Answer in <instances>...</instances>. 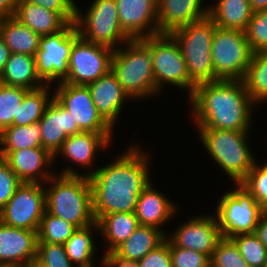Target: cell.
<instances>
[{"label": "cell", "mask_w": 267, "mask_h": 267, "mask_svg": "<svg viewBox=\"0 0 267 267\" xmlns=\"http://www.w3.org/2000/svg\"><path fill=\"white\" fill-rule=\"evenodd\" d=\"M145 153L132 144L114 162L82 173L90 179L96 221L110 213L135 212L139 195L151 183L150 160Z\"/></svg>", "instance_id": "obj_1"}, {"label": "cell", "mask_w": 267, "mask_h": 267, "mask_svg": "<svg viewBox=\"0 0 267 267\" xmlns=\"http://www.w3.org/2000/svg\"><path fill=\"white\" fill-rule=\"evenodd\" d=\"M189 99L191 116L197 128L233 131H249L251 128V113L255 103L250 99L242 80L198 84Z\"/></svg>", "instance_id": "obj_2"}, {"label": "cell", "mask_w": 267, "mask_h": 267, "mask_svg": "<svg viewBox=\"0 0 267 267\" xmlns=\"http://www.w3.org/2000/svg\"><path fill=\"white\" fill-rule=\"evenodd\" d=\"M45 188L46 211L73 224L76 228L96 222L93 214L92 187L90 179L72 167L52 176Z\"/></svg>", "instance_id": "obj_3"}, {"label": "cell", "mask_w": 267, "mask_h": 267, "mask_svg": "<svg viewBox=\"0 0 267 267\" xmlns=\"http://www.w3.org/2000/svg\"><path fill=\"white\" fill-rule=\"evenodd\" d=\"M203 146L236 184H240L256 162L251 153L248 134L250 131H233L197 128ZM249 147V148H248Z\"/></svg>", "instance_id": "obj_4"}, {"label": "cell", "mask_w": 267, "mask_h": 267, "mask_svg": "<svg viewBox=\"0 0 267 267\" xmlns=\"http://www.w3.org/2000/svg\"><path fill=\"white\" fill-rule=\"evenodd\" d=\"M126 49L114 50L111 70L123 90L132 99L153 96L156 90L150 48L141 40L125 43Z\"/></svg>", "instance_id": "obj_5"}, {"label": "cell", "mask_w": 267, "mask_h": 267, "mask_svg": "<svg viewBox=\"0 0 267 267\" xmlns=\"http://www.w3.org/2000/svg\"><path fill=\"white\" fill-rule=\"evenodd\" d=\"M216 27L214 21L207 16L170 33L180 47L189 78L196 86L217 81L211 58V46Z\"/></svg>", "instance_id": "obj_6"}, {"label": "cell", "mask_w": 267, "mask_h": 267, "mask_svg": "<svg viewBox=\"0 0 267 267\" xmlns=\"http://www.w3.org/2000/svg\"><path fill=\"white\" fill-rule=\"evenodd\" d=\"M75 25L84 40L113 50L132 40L120 26L116 0H94L83 17L76 6Z\"/></svg>", "instance_id": "obj_7"}, {"label": "cell", "mask_w": 267, "mask_h": 267, "mask_svg": "<svg viewBox=\"0 0 267 267\" xmlns=\"http://www.w3.org/2000/svg\"><path fill=\"white\" fill-rule=\"evenodd\" d=\"M141 40L150 48L156 90L160 92L164 83H169L179 89H186L190 98L196 85L189 78L177 41L170 34H158Z\"/></svg>", "instance_id": "obj_8"}, {"label": "cell", "mask_w": 267, "mask_h": 267, "mask_svg": "<svg viewBox=\"0 0 267 267\" xmlns=\"http://www.w3.org/2000/svg\"><path fill=\"white\" fill-rule=\"evenodd\" d=\"M79 37L75 22L68 23L56 33L40 37L34 61L37 75L45 85L67 79L71 49Z\"/></svg>", "instance_id": "obj_9"}, {"label": "cell", "mask_w": 267, "mask_h": 267, "mask_svg": "<svg viewBox=\"0 0 267 267\" xmlns=\"http://www.w3.org/2000/svg\"><path fill=\"white\" fill-rule=\"evenodd\" d=\"M252 54L245 31L216 27L211 58L217 80H242Z\"/></svg>", "instance_id": "obj_10"}, {"label": "cell", "mask_w": 267, "mask_h": 267, "mask_svg": "<svg viewBox=\"0 0 267 267\" xmlns=\"http://www.w3.org/2000/svg\"><path fill=\"white\" fill-rule=\"evenodd\" d=\"M235 185L234 190L222 196L215 214L223 237L226 238L254 233L265 211L241 184Z\"/></svg>", "instance_id": "obj_11"}, {"label": "cell", "mask_w": 267, "mask_h": 267, "mask_svg": "<svg viewBox=\"0 0 267 267\" xmlns=\"http://www.w3.org/2000/svg\"><path fill=\"white\" fill-rule=\"evenodd\" d=\"M45 185L22 182L0 210V221L10 227L38 232L46 211Z\"/></svg>", "instance_id": "obj_12"}, {"label": "cell", "mask_w": 267, "mask_h": 267, "mask_svg": "<svg viewBox=\"0 0 267 267\" xmlns=\"http://www.w3.org/2000/svg\"><path fill=\"white\" fill-rule=\"evenodd\" d=\"M114 50L79 37L72 46L68 77L64 81L85 85L96 81L111 70Z\"/></svg>", "instance_id": "obj_13"}, {"label": "cell", "mask_w": 267, "mask_h": 267, "mask_svg": "<svg viewBox=\"0 0 267 267\" xmlns=\"http://www.w3.org/2000/svg\"><path fill=\"white\" fill-rule=\"evenodd\" d=\"M57 85L53 98L71 113L80 131L113 133L114 129L97 111L88 86L65 82Z\"/></svg>", "instance_id": "obj_14"}, {"label": "cell", "mask_w": 267, "mask_h": 267, "mask_svg": "<svg viewBox=\"0 0 267 267\" xmlns=\"http://www.w3.org/2000/svg\"><path fill=\"white\" fill-rule=\"evenodd\" d=\"M223 234L215 216L192 217L166 238L176 247L191 249L211 258Z\"/></svg>", "instance_id": "obj_15"}, {"label": "cell", "mask_w": 267, "mask_h": 267, "mask_svg": "<svg viewBox=\"0 0 267 267\" xmlns=\"http://www.w3.org/2000/svg\"><path fill=\"white\" fill-rule=\"evenodd\" d=\"M120 26L132 39L159 34L157 0H116Z\"/></svg>", "instance_id": "obj_16"}, {"label": "cell", "mask_w": 267, "mask_h": 267, "mask_svg": "<svg viewBox=\"0 0 267 267\" xmlns=\"http://www.w3.org/2000/svg\"><path fill=\"white\" fill-rule=\"evenodd\" d=\"M0 157L7 162L21 182L46 185V182L55 175L48 171V166L54 163V156L43 147L0 151Z\"/></svg>", "instance_id": "obj_17"}, {"label": "cell", "mask_w": 267, "mask_h": 267, "mask_svg": "<svg viewBox=\"0 0 267 267\" xmlns=\"http://www.w3.org/2000/svg\"><path fill=\"white\" fill-rule=\"evenodd\" d=\"M37 231L10 227L0 221V266L24 267L37 258Z\"/></svg>", "instance_id": "obj_18"}, {"label": "cell", "mask_w": 267, "mask_h": 267, "mask_svg": "<svg viewBox=\"0 0 267 267\" xmlns=\"http://www.w3.org/2000/svg\"><path fill=\"white\" fill-rule=\"evenodd\" d=\"M38 123L41 127L42 147L53 156L68 136L81 132L76 121L71 117V113L54 98L46 107Z\"/></svg>", "instance_id": "obj_19"}, {"label": "cell", "mask_w": 267, "mask_h": 267, "mask_svg": "<svg viewBox=\"0 0 267 267\" xmlns=\"http://www.w3.org/2000/svg\"><path fill=\"white\" fill-rule=\"evenodd\" d=\"M203 0H157L159 34H170L174 30L199 21L209 14Z\"/></svg>", "instance_id": "obj_20"}, {"label": "cell", "mask_w": 267, "mask_h": 267, "mask_svg": "<svg viewBox=\"0 0 267 267\" xmlns=\"http://www.w3.org/2000/svg\"><path fill=\"white\" fill-rule=\"evenodd\" d=\"M87 86L97 111L114 128L116 119L122 111L123 102L130 97L123 90L112 70Z\"/></svg>", "instance_id": "obj_21"}, {"label": "cell", "mask_w": 267, "mask_h": 267, "mask_svg": "<svg viewBox=\"0 0 267 267\" xmlns=\"http://www.w3.org/2000/svg\"><path fill=\"white\" fill-rule=\"evenodd\" d=\"M113 133L80 132L68 136L62 143L61 148L54 155H63L66 161L91 167L98 149L107 148L111 144ZM68 159V160H67Z\"/></svg>", "instance_id": "obj_22"}, {"label": "cell", "mask_w": 267, "mask_h": 267, "mask_svg": "<svg viewBox=\"0 0 267 267\" xmlns=\"http://www.w3.org/2000/svg\"><path fill=\"white\" fill-rule=\"evenodd\" d=\"M156 190L151 182L139 195L134 213L139 225L160 229L178 210L169 198Z\"/></svg>", "instance_id": "obj_23"}, {"label": "cell", "mask_w": 267, "mask_h": 267, "mask_svg": "<svg viewBox=\"0 0 267 267\" xmlns=\"http://www.w3.org/2000/svg\"><path fill=\"white\" fill-rule=\"evenodd\" d=\"M14 17L40 36L56 33L68 24L58 13L31 2H17Z\"/></svg>", "instance_id": "obj_24"}, {"label": "cell", "mask_w": 267, "mask_h": 267, "mask_svg": "<svg viewBox=\"0 0 267 267\" xmlns=\"http://www.w3.org/2000/svg\"><path fill=\"white\" fill-rule=\"evenodd\" d=\"M0 83L34 90L44 86L36 72L34 56L11 53L0 73Z\"/></svg>", "instance_id": "obj_25"}, {"label": "cell", "mask_w": 267, "mask_h": 267, "mask_svg": "<svg viewBox=\"0 0 267 267\" xmlns=\"http://www.w3.org/2000/svg\"><path fill=\"white\" fill-rule=\"evenodd\" d=\"M211 4L208 16L223 29L245 31L253 11L249 0H217Z\"/></svg>", "instance_id": "obj_26"}, {"label": "cell", "mask_w": 267, "mask_h": 267, "mask_svg": "<svg viewBox=\"0 0 267 267\" xmlns=\"http://www.w3.org/2000/svg\"><path fill=\"white\" fill-rule=\"evenodd\" d=\"M99 232L107 242V251L115 250L128 239L139 226L134 212H115L103 215L98 221Z\"/></svg>", "instance_id": "obj_27"}, {"label": "cell", "mask_w": 267, "mask_h": 267, "mask_svg": "<svg viewBox=\"0 0 267 267\" xmlns=\"http://www.w3.org/2000/svg\"><path fill=\"white\" fill-rule=\"evenodd\" d=\"M0 35L11 53L34 56L38 50L40 35L28 26L20 23L15 17L1 20Z\"/></svg>", "instance_id": "obj_28"}, {"label": "cell", "mask_w": 267, "mask_h": 267, "mask_svg": "<svg viewBox=\"0 0 267 267\" xmlns=\"http://www.w3.org/2000/svg\"><path fill=\"white\" fill-rule=\"evenodd\" d=\"M167 233L161 229L139 225L133 234L115 250L131 260L140 261L150 251L166 239Z\"/></svg>", "instance_id": "obj_29"}, {"label": "cell", "mask_w": 267, "mask_h": 267, "mask_svg": "<svg viewBox=\"0 0 267 267\" xmlns=\"http://www.w3.org/2000/svg\"><path fill=\"white\" fill-rule=\"evenodd\" d=\"M99 230L97 221L89 226L77 228L72 236L63 244L66 254L76 267H94L96 245L93 243V231Z\"/></svg>", "instance_id": "obj_30"}, {"label": "cell", "mask_w": 267, "mask_h": 267, "mask_svg": "<svg viewBox=\"0 0 267 267\" xmlns=\"http://www.w3.org/2000/svg\"><path fill=\"white\" fill-rule=\"evenodd\" d=\"M242 81L250 99L255 104L267 101V50L252 54Z\"/></svg>", "instance_id": "obj_31"}, {"label": "cell", "mask_w": 267, "mask_h": 267, "mask_svg": "<svg viewBox=\"0 0 267 267\" xmlns=\"http://www.w3.org/2000/svg\"><path fill=\"white\" fill-rule=\"evenodd\" d=\"M49 85L29 90L23 97L21 105L17 111V117H14V126H24L38 123L50 101L53 99L50 95ZM50 95V96H49Z\"/></svg>", "instance_id": "obj_32"}, {"label": "cell", "mask_w": 267, "mask_h": 267, "mask_svg": "<svg viewBox=\"0 0 267 267\" xmlns=\"http://www.w3.org/2000/svg\"><path fill=\"white\" fill-rule=\"evenodd\" d=\"M0 151L42 147L39 123L24 126H9L0 133Z\"/></svg>", "instance_id": "obj_33"}, {"label": "cell", "mask_w": 267, "mask_h": 267, "mask_svg": "<svg viewBox=\"0 0 267 267\" xmlns=\"http://www.w3.org/2000/svg\"><path fill=\"white\" fill-rule=\"evenodd\" d=\"M77 228L45 211L37 232V243L64 244Z\"/></svg>", "instance_id": "obj_34"}, {"label": "cell", "mask_w": 267, "mask_h": 267, "mask_svg": "<svg viewBox=\"0 0 267 267\" xmlns=\"http://www.w3.org/2000/svg\"><path fill=\"white\" fill-rule=\"evenodd\" d=\"M29 89L19 86H8L0 83V133L12 126L14 117Z\"/></svg>", "instance_id": "obj_35"}, {"label": "cell", "mask_w": 267, "mask_h": 267, "mask_svg": "<svg viewBox=\"0 0 267 267\" xmlns=\"http://www.w3.org/2000/svg\"><path fill=\"white\" fill-rule=\"evenodd\" d=\"M231 239L249 267H264L267 262V248L254 233L238 234Z\"/></svg>", "instance_id": "obj_36"}, {"label": "cell", "mask_w": 267, "mask_h": 267, "mask_svg": "<svg viewBox=\"0 0 267 267\" xmlns=\"http://www.w3.org/2000/svg\"><path fill=\"white\" fill-rule=\"evenodd\" d=\"M210 267H249L231 238L222 237L210 258Z\"/></svg>", "instance_id": "obj_37"}, {"label": "cell", "mask_w": 267, "mask_h": 267, "mask_svg": "<svg viewBox=\"0 0 267 267\" xmlns=\"http://www.w3.org/2000/svg\"><path fill=\"white\" fill-rule=\"evenodd\" d=\"M255 162L247 177L240 183L267 210V162L262 166Z\"/></svg>", "instance_id": "obj_38"}, {"label": "cell", "mask_w": 267, "mask_h": 267, "mask_svg": "<svg viewBox=\"0 0 267 267\" xmlns=\"http://www.w3.org/2000/svg\"><path fill=\"white\" fill-rule=\"evenodd\" d=\"M245 35L253 53L267 50V10L253 12Z\"/></svg>", "instance_id": "obj_39"}, {"label": "cell", "mask_w": 267, "mask_h": 267, "mask_svg": "<svg viewBox=\"0 0 267 267\" xmlns=\"http://www.w3.org/2000/svg\"><path fill=\"white\" fill-rule=\"evenodd\" d=\"M46 267H76L68 258L63 244L37 243V258Z\"/></svg>", "instance_id": "obj_40"}, {"label": "cell", "mask_w": 267, "mask_h": 267, "mask_svg": "<svg viewBox=\"0 0 267 267\" xmlns=\"http://www.w3.org/2000/svg\"><path fill=\"white\" fill-rule=\"evenodd\" d=\"M172 267H210V258L191 249L176 247L170 242Z\"/></svg>", "instance_id": "obj_41"}, {"label": "cell", "mask_w": 267, "mask_h": 267, "mask_svg": "<svg viewBox=\"0 0 267 267\" xmlns=\"http://www.w3.org/2000/svg\"><path fill=\"white\" fill-rule=\"evenodd\" d=\"M22 182L11 170L7 162L0 157V210L11 199L15 190Z\"/></svg>", "instance_id": "obj_42"}, {"label": "cell", "mask_w": 267, "mask_h": 267, "mask_svg": "<svg viewBox=\"0 0 267 267\" xmlns=\"http://www.w3.org/2000/svg\"><path fill=\"white\" fill-rule=\"evenodd\" d=\"M138 267H172L170 241L166 238L160 245L138 261Z\"/></svg>", "instance_id": "obj_43"}, {"label": "cell", "mask_w": 267, "mask_h": 267, "mask_svg": "<svg viewBox=\"0 0 267 267\" xmlns=\"http://www.w3.org/2000/svg\"><path fill=\"white\" fill-rule=\"evenodd\" d=\"M31 2L58 13L67 23L75 22L76 5L73 0H17Z\"/></svg>", "instance_id": "obj_44"}, {"label": "cell", "mask_w": 267, "mask_h": 267, "mask_svg": "<svg viewBox=\"0 0 267 267\" xmlns=\"http://www.w3.org/2000/svg\"><path fill=\"white\" fill-rule=\"evenodd\" d=\"M101 264L104 267H138V261L119 254L116 250L106 251Z\"/></svg>", "instance_id": "obj_45"}, {"label": "cell", "mask_w": 267, "mask_h": 267, "mask_svg": "<svg viewBox=\"0 0 267 267\" xmlns=\"http://www.w3.org/2000/svg\"><path fill=\"white\" fill-rule=\"evenodd\" d=\"M254 234L260 242L267 248V210H265L257 223Z\"/></svg>", "instance_id": "obj_46"}, {"label": "cell", "mask_w": 267, "mask_h": 267, "mask_svg": "<svg viewBox=\"0 0 267 267\" xmlns=\"http://www.w3.org/2000/svg\"><path fill=\"white\" fill-rule=\"evenodd\" d=\"M17 0H0V18L14 17Z\"/></svg>", "instance_id": "obj_47"}, {"label": "cell", "mask_w": 267, "mask_h": 267, "mask_svg": "<svg viewBox=\"0 0 267 267\" xmlns=\"http://www.w3.org/2000/svg\"><path fill=\"white\" fill-rule=\"evenodd\" d=\"M10 54V49L7 47L3 37L0 35V73L3 71Z\"/></svg>", "instance_id": "obj_48"}, {"label": "cell", "mask_w": 267, "mask_h": 267, "mask_svg": "<svg viewBox=\"0 0 267 267\" xmlns=\"http://www.w3.org/2000/svg\"><path fill=\"white\" fill-rule=\"evenodd\" d=\"M253 12L267 10V0H249Z\"/></svg>", "instance_id": "obj_49"}, {"label": "cell", "mask_w": 267, "mask_h": 267, "mask_svg": "<svg viewBox=\"0 0 267 267\" xmlns=\"http://www.w3.org/2000/svg\"><path fill=\"white\" fill-rule=\"evenodd\" d=\"M24 267H46L41 262H39L37 259H33L28 264H26Z\"/></svg>", "instance_id": "obj_50"}]
</instances>
